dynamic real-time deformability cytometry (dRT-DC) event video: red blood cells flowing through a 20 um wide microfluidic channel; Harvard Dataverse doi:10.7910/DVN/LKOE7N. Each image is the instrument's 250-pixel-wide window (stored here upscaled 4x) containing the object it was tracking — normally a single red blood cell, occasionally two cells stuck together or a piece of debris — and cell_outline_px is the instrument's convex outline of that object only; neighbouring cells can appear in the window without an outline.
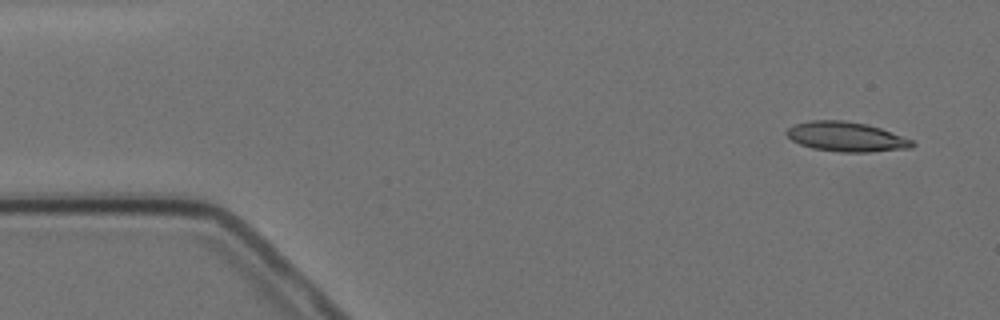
{"species": "Egyptian fruit bat (a non-hibernating species)", "species_latin": "Rousettus aegyptiacus", "temperature_condition": "cold", "stored_images_in_passage": 4, "camera_frame_rate_fps": 3000, "um_per_image_px": 0.085, "animal": {"sex": "female"}, "frame": {"image": 1, "passage_image": 1, "time_ms": 0.0, "image_size_px": [1000, 320], "cell_outline_px": [[916, 144], [912, 148], [872, 152], [840, 152], [812, 148], [800, 144], [792, 140], [784, 132], [788, 128], [796, 124], [808, 120], [844, 120], [868, 124], [880, 128], [912, 140]], "centroid_in_image_um": [71.93, 11.62], "position_along_channel_um": 13.1, "area_um2": 21.79}}
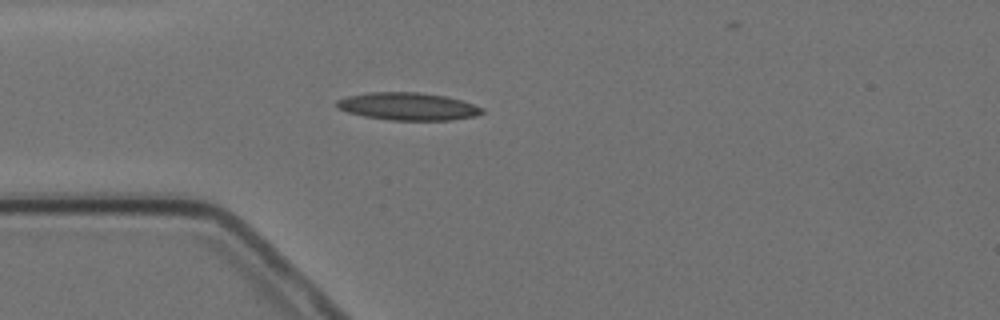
{"frame": {"image": 2, "passage_image": 4, "time_ms": 3.667, "image_size_px": [1000, 320], "cell_outline_px": [[484, 112], [476, 116], [452, 120], [388, 120], [364, 116], [348, 112], [336, 108], [336, 100], [348, 96], [368, 92], [420, 92], [444, 96], [460, 100], [484, 108]], "centroid_in_image_um": [34.66, 9.04], "position_along_channel_um": 50.3, "area_um2": 23.41}}